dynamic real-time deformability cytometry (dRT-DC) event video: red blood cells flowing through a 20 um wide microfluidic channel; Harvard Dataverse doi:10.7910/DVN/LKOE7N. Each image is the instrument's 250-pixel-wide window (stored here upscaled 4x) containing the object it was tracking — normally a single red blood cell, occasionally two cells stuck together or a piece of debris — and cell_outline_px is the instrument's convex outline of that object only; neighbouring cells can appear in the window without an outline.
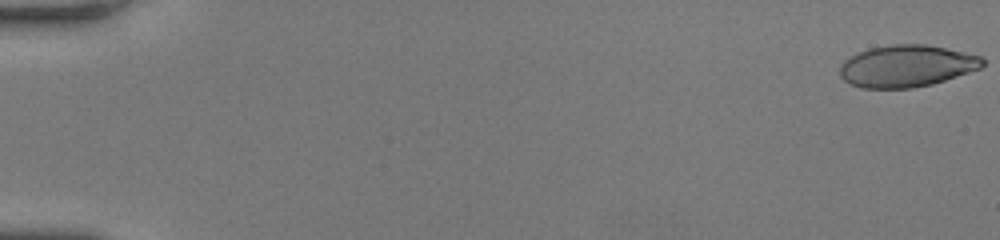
{"species": "human", "species_latin": "Homo sapiens", "temperature_condition": "room temperature", "stored_images_in_passage": 56, "camera_frame_rate_fps": 3000, "um_per_image_px": 0.085, "donor": {"sex": "female"}, "frame": {"image": 1, "passage_image": 1, "time_ms": 0.0, "image_size_px": [1000, 240], "cell_outline_px": [[984, 64], [980, 68], [932, 84], [912, 88], [860, 88], [844, 80], [840, 76], [840, 64], [844, 60], [868, 48], [892, 44], [924, 44], [964, 52], [980, 56], [984, 60]], "centroid_in_image_um": [77.04, 5.61], "position_along_channel_um": 8.0, "area_um2": 34.62}}
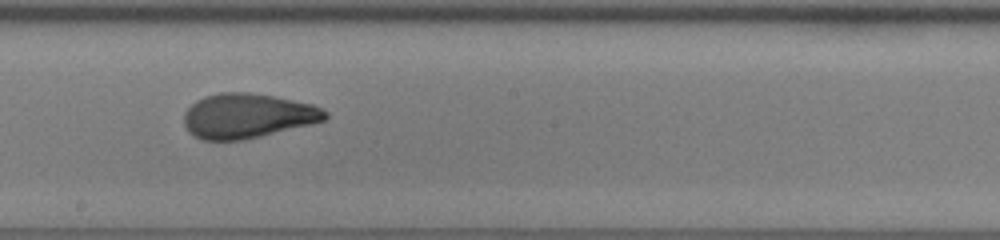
{"frame": {"image": 2, "passage_image": 33, "time_ms": 10.667, "image_size_px": [1000, 240], "cell_outline_px": [[328, 116], [324, 120], [312, 124], [244, 140], [200, 140], [192, 136], [188, 132], [184, 124], [184, 112], [196, 100], [204, 96], [220, 92], [248, 92], [272, 96], [312, 104], [328, 112]], "centroid_in_image_um": [21.0, 9.86], "position_along_channel_um": 227.2, "area_um2": 36.88}}
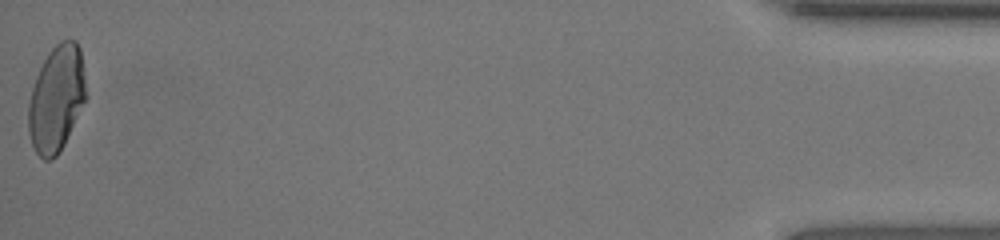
{"frame": {"image": 3, "passage_image": 56, "time_ms": 18.333, "image_size_px": [1000, 240], "cell_outline_px": [[88, 96], [60, 152], [52, 160], [44, 160], [36, 152], [32, 144], [28, 132], [28, 104], [32, 88], [36, 76], [48, 52], [60, 40], [76, 40], [80, 48]], "centroid_in_image_um": [4.81, 8.39], "position_along_channel_um": 430.4, "area_um2": 35.89}, "authors_computed_cell_mechanics": {"area_um2": 35.9227, "velocity_mm_per_s": 3.8219, "shape_relaxation_time_tau1_ms": 6.3925, "shape_relaxation_time_tau2_ms": 0.8411, "deformation_change_tau1": 0.235, "deformation_change_tau2": 0.0679}}